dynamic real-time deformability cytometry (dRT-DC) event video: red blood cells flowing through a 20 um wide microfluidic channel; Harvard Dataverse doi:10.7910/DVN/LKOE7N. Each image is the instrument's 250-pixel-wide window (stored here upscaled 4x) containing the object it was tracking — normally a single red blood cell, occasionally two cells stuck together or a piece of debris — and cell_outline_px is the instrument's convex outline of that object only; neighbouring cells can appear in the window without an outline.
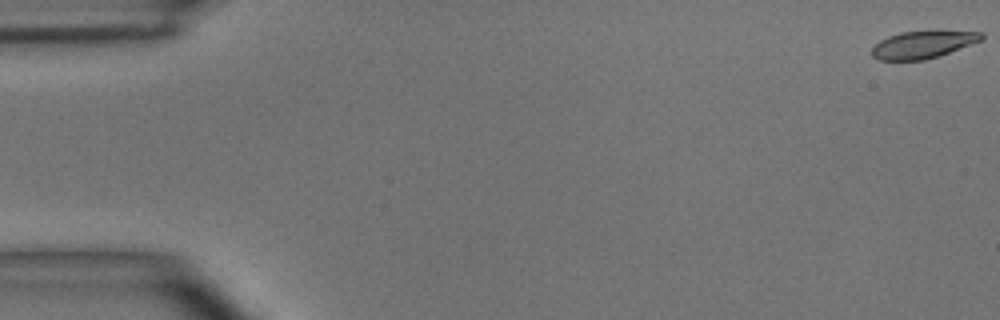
{"species": "common noctule bat (a hibernating species)", "species_latin": "Nyctalus noctula", "temperature_condition": "room temperature", "stored_images_in_passage": 51, "camera_frame_rate_fps": 3000, "um_per_image_px": 0.085, "animal": {"sex": "male", "body_mass_g": 15.6}, "frame": {"image": 1, "passage_image": 1, "time_ms": 0.0, "image_size_px": [1000, 320], "cell_outline_px": [[984, 40], [940, 56], [924, 60], [880, 60], [872, 56], [872, 48], [880, 40], [888, 36], [900, 32], [932, 28], [936, 28], [984, 32]], "centroid_in_image_um": [78.55, 3.73], "position_along_channel_um": 6.4, "area_um2": 18.55}}
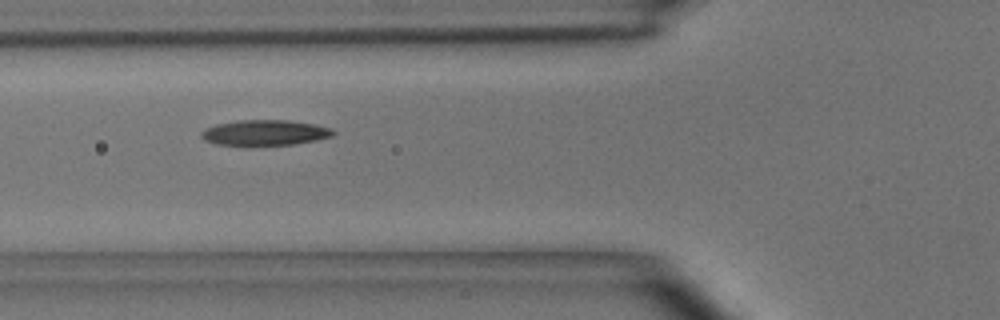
{"frame": {"image": 2, "passage_image": 19, "time_ms": 6.0, "image_size_px": [1000, 320], "cell_outline_px": [[336, 132], [332, 136], [316, 140], [296, 144], [248, 148], [216, 144], [204, 140], [200, 136], [200, 132], [204, 128], [216, 124], [236, 120], [288, 120], [316, 124], [332, 128]], "centroid_in_image_um": [22.46, 11.31], "position_along_channel_um": 103.3, "area_um2": 20.63}}
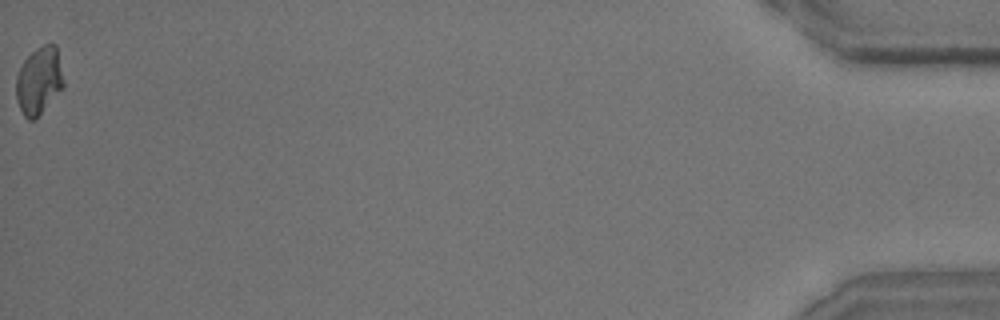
{"frame": {"image": 3, "passage_image": 51, "time_ms": 16.667, "image_size_px": [1000, 320], "cell_outline_px": [[64, 88], [32, 120], [28, 120], [24, 116], [16, 100], [16, 76], [24, 60], [36, 48], [44, 44], [56, 44], [64, 80]], "centroid_in_image_um": [3.32, 6.83], "position_along_channel_um": 431.9, "area_um2": 18.5}, "authors_computed_cell_mechanics": {"area_um2": 19.1318, "velocity_mm_per_s": 3.9746, "shape_relaxation_time_tau1_ms": 6.1256, "shape_relaxation_time_tau2_ms": 3.0323, "deformation_change_tau1": 0.1781, "deformation_change_tau2": 0.1017}}